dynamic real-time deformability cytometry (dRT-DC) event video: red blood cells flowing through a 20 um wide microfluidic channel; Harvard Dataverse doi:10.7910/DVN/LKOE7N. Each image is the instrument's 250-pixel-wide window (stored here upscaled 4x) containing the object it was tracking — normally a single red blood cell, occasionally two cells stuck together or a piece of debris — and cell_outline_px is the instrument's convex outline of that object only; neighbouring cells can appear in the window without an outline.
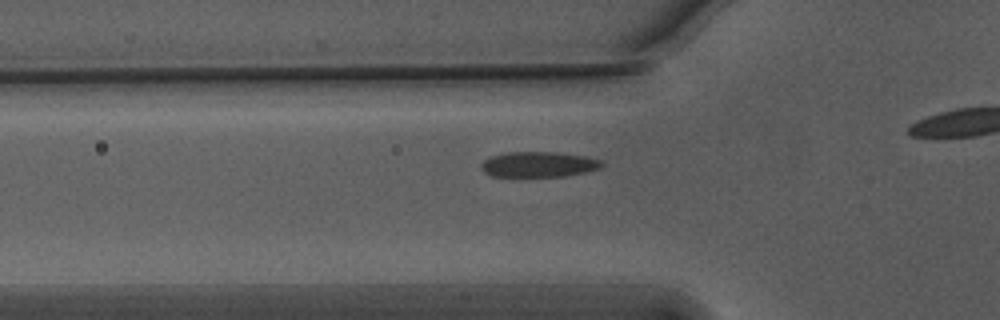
{"species": "Egyptian fruit bat (a non-hibernating species)", "species_latin": "Rousettus aegyptiacus", "temperature_condition": "warm", "stored_images_in_passage": 36, "camera_frame_rate_fps": 3000, "um_per_image_px": 0.085, "animal": {"sex": "male"}, "frame": {"image": 1, "passage_image": 10, "time_ms": 3.0, "image_size_px": [1000, 320], "cell_outline_px": [[604, 164], [600, 168], [584, 172], [564, 176], [492, 176], [484, 172], [480, 168], [480, 164], [484, 160], [492, 156], [508, 152], [552, 152], [584, 156], [604, 160]], "centroid_in_image_um": [45.78, 13.97], "position_along_channel_um": 80.0, "area_um2": 17.74}}
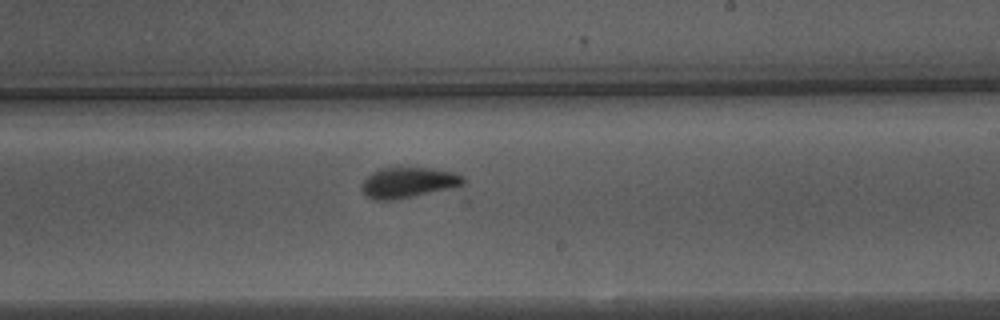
{"frame": {"image": 2, "passage_image": 24, "time_ms": 7.667, "image_size_px": [1000, 320], "cell_outline_px": [[464, 184], [460, 192], [392, 200], [372, 200], [360, 188], [360, 184], [372, 172], [380, 168], [428, 168], [456, 172], [464, 176]], "centroid_in_image_um": [34.9, 15.58], "position_along_channel_um": 254.1, "area_um2": 19.48}}
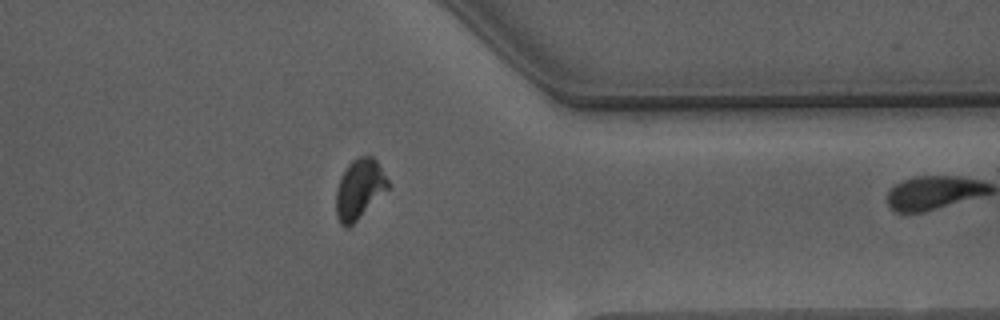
{"frame": {"image": 3, "passage_image": 35, "time_ms": 11.333, "image_size_px": [1000, 320], "cell_outline_px": [[392, 184], [348, 228], [344, 228], [340, 224], [336, 216], [336, 188], [340, 176], [344, 168], [352, 160], [360, 156], [372, 156], [376, 160]], "centroid_in_image_um": [30.53, 16.04], "position_along_channel_um": 380.9, "area_um2": 18.15}}